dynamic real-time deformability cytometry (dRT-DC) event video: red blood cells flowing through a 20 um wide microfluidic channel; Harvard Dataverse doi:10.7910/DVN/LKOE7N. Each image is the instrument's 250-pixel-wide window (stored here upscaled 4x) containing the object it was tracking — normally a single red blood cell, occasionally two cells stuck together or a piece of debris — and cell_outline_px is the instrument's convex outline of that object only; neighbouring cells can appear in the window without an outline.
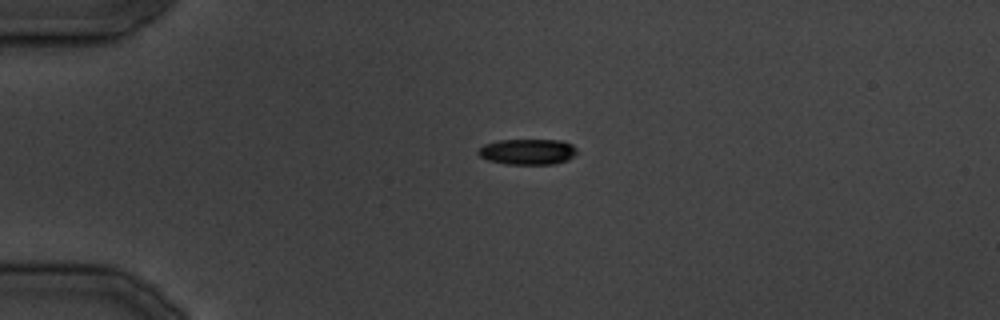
{"species": "common noctule bat (a hibernating species)", "species_latin": "Nyctalus noctula", "temperature_condition": "cold", "stored_images_in_passage": 5, "camera_frame_rate_fps": 3000, "um_per_image_px": 0.085, "animal": {"sex": "male", "body_mass_g": 19.5, "forearm_length_mm": 54.6}, "frame": {"image": 1, "passage_image": 1, "time_ms": 0.0, "image_size_px": [1000, 320], "cell_outline_px": [[576, 152], [568, 160], [556, 164], [504, 164], [488, 160], [480, 156], [476, 152], [484, 144], [500, 140], [564, 140], [572, 144], [576, 148]], "centroid_in_image_um": [44.85, 12.9], "position_along_channel_um": 40.1, "area_um2": 14.85}}